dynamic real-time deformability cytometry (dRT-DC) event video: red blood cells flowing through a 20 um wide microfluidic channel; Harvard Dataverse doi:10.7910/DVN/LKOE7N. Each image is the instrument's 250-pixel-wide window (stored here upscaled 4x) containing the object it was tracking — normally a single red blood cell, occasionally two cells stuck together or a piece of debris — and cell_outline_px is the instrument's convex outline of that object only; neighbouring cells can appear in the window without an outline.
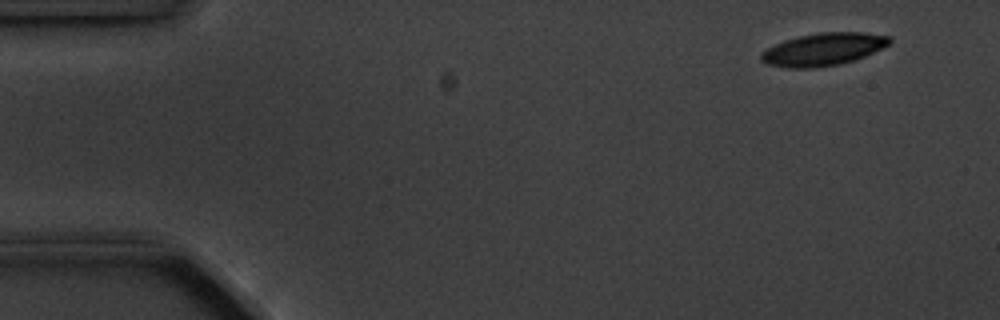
{"species": "common noctule bat (a hibernating species)", "species_latin": "Nyctalus noctula", "temperature_condition": "cold", "stored_images_in_passage": 4, "camera_frame_rate_fps": 3000, "um_per_image_px": 0.085, "animal": {"sex": "male", "body_mass_g": 20.1, "forearm_length_mm": 53.5}, "frame": {"image": 1, "passage_image": 1, "time_ms": 0.0, "image_size_px": [1000, 320], "cell_outline_px": [[892, 40], [888, 44], [864, 56], [840, 64], [816, 68], [784, 68], [768, 64], [760, 60], [760, 56], [768, 48], [784, 40], [800, 36], [820, 32], [864, 32], [888, 36]], "centroid_in_image_um": [69.95, 4.19], "position_along_channel_um": 15.0, "area_um2": 24.1}}
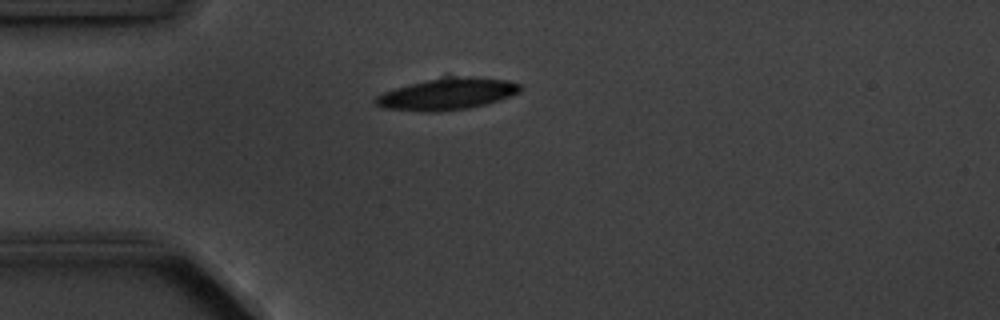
{"frame": {"image": 2, "passage_image": 4, "time_ms": 3.333, "image_size_px": [1000, 320], "cell_outline_px": [[524, 88], [520, 92], [484, 104], [468, 108], [440, 112], [424, 112], [380, 108], [372, 100], [376, 96], [384, 92], [396, 88], [428, 80], [452, 76], [468, 76], [508, 80], [520, 84]], "centroid_in_image_um": [37.99, 8.0], "position_along_channel_um": 47.0, "area_um2": 26.59}}